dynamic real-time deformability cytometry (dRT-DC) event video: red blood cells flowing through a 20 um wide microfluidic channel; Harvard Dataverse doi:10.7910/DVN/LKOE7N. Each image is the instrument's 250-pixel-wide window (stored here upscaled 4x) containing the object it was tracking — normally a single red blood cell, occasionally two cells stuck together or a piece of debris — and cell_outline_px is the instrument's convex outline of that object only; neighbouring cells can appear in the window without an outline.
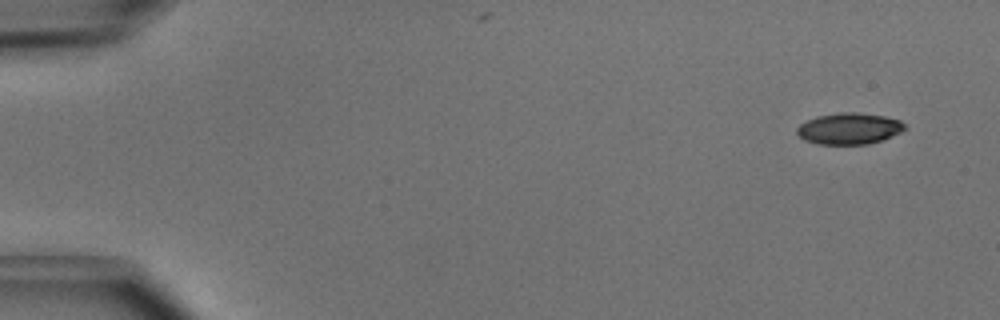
{"species": "common noctule bat (a hibernating species)", "species_latin": "Nyctalus noctula", "temperature_condition": "cold", "stored_images_in_passage": 4, "camera_frame_rate_fps": 3000, "um_per_image_px": 0.085, "animal": {"sex": "male", "body_mass_g": 15.6}, "frame": {"image": 1, "passage_image": 1, "time_ms": 0.0, "image_size_px": [1000, 320], "cell_outline_px": [[904, 128], [900, 132], [892, 136], [868, 144], [816, 144], [804, 140], [796, 132], [796, 128], [800, 124], [816, 116], [840, 112], [856, 112], [884, 116], [900, 120], [904, 124]], "centroid_in_image_um": [72.14, 10.93], "position_along_channel_um": 12.9, "area_um2": 19.59}}
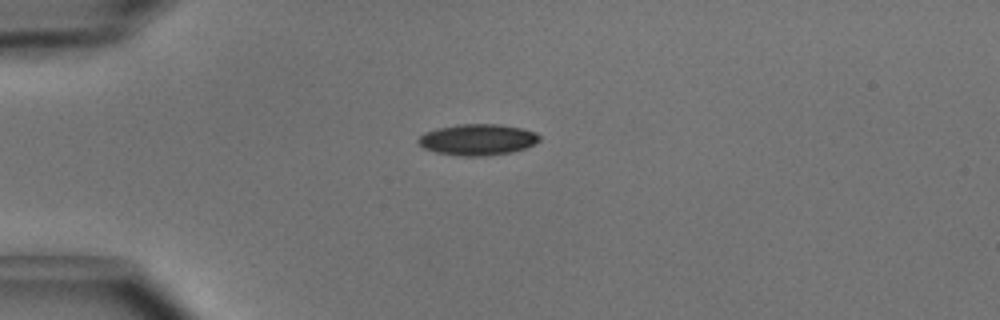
{"frame": {"image": 2, "passage_image": 4, "time_ms": 1.0, "image_size_px": [1000, 320], "cell_outline_px": [[540, 140], [536, 144], [512, 152], [484, 156], [460, 156], [436, 152], [424, 148], [416, 140], [424, 132], [436, 128], [456, 124], [500, 124], [520, 128], [536, 132], [540, 136]], "centroid_in_image_um": [40.59, 11.86], "position_along_channel_um": 44.4, "area_um2": 22.14}}